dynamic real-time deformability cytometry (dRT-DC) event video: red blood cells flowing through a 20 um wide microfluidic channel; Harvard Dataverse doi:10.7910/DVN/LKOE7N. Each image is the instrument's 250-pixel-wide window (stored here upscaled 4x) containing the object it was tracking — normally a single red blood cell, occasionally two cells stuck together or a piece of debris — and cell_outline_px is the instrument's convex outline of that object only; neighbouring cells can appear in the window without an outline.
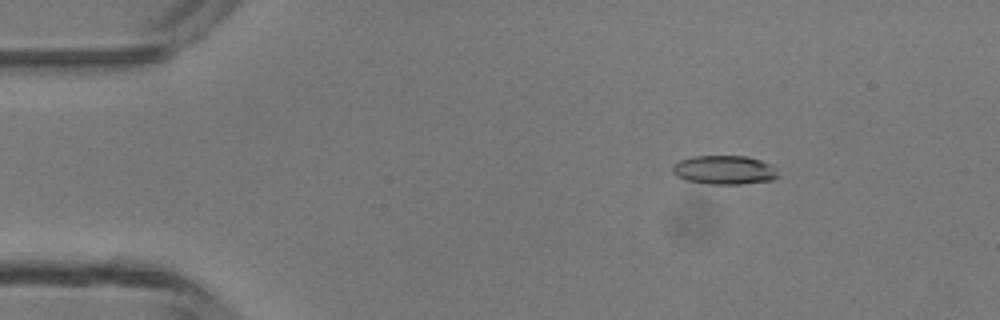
{"species": "common noctule bat (a hibernating species)", "species_latin": "Nyctalus noctula", "temperature_condition": "room temperature", "stored_images_in_passage": 42, "camera_frame_rate_fps": 3000, "um_per_image_px": 0.085, "animal": {"sex": "male", "body_mass_g": 13.3}, "frame": {"image": 1, "passage_image": 2, "time_ms": 0.333, "image_size_px": [1000, 320], "cell_outline_px": [[780, 176], [772, 180], [740, 184], [708, 184], [688, 180], [676, 176], [672, 172], [672, 168], [680, 160], [692, 156], [748, 156], [772, 164]], "centroid_in_image_um": [61.6, 14.44], "position_along_channel_um": 23.4, "area_um2": 17.8}}
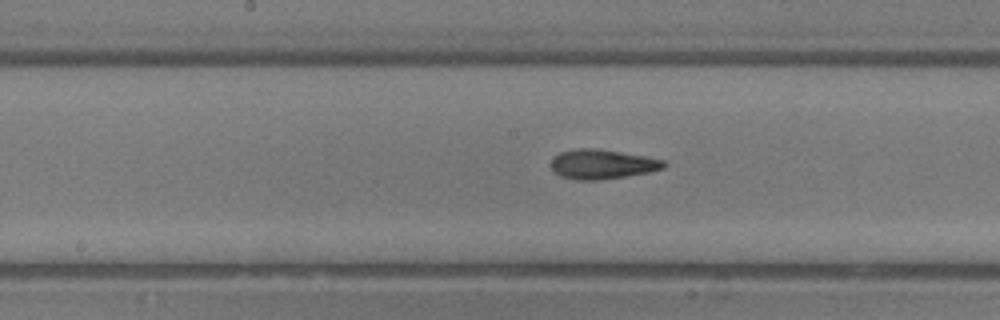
{"frame": {"image": 2, "passage_image": 19, "time_ms": 6.0, "image_size_px": [1000, 320], "cell_outline_px": [[668, 164], [664, 168], [648, 172], [600, 180], [576, 180], [560, 176], [552, 168], [552, 160], [560, 152], [576, 148], [596, 148], [644, 156], [664, 160]], "centroid_in_image_um": [51.2, 13.95], "position_along_channel_um": 197.0, "area_um2": 19.25}}
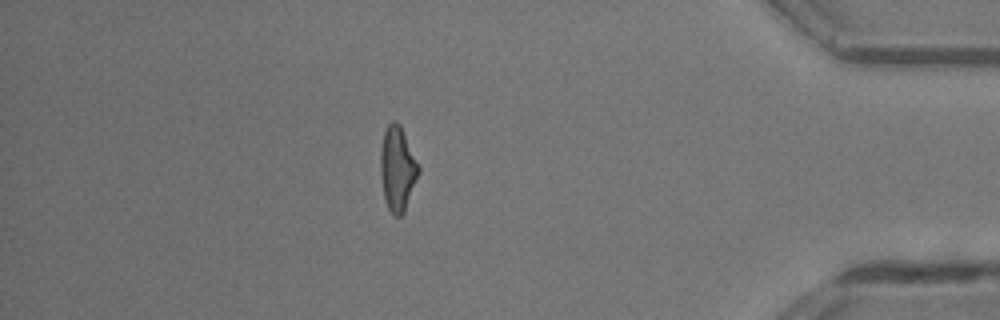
{"frame": {"image": 3, "passage_image": 36, "time_ms": 11.667, "image_size_px": [1000, 320], "cell_outline_px": [[420, 172], [404, 212], [400, 216], [396, 216], [388, 208], [384, 196], [380, 172], [380, 148], [384, 132], [388, 124], [392, 120], [396, 120], [400, 124], [420, 168]], "centroid_in_image_um": [33.78, 14.31], "position_along_channel_um": 401.4, "area_um2": 18.67}, "authors_computed_cell_mechanics": {"area_um2": 18.6116, "velocity_mm_per_s": 4.3764, "shape_relaxation_time_tau1_ms": 3.3902, "shape_relaxation_time_tau2_ms": 3.2126, "deformation_change_tau1": 0.1635, "deformation_change_tau2": 0.0915}}